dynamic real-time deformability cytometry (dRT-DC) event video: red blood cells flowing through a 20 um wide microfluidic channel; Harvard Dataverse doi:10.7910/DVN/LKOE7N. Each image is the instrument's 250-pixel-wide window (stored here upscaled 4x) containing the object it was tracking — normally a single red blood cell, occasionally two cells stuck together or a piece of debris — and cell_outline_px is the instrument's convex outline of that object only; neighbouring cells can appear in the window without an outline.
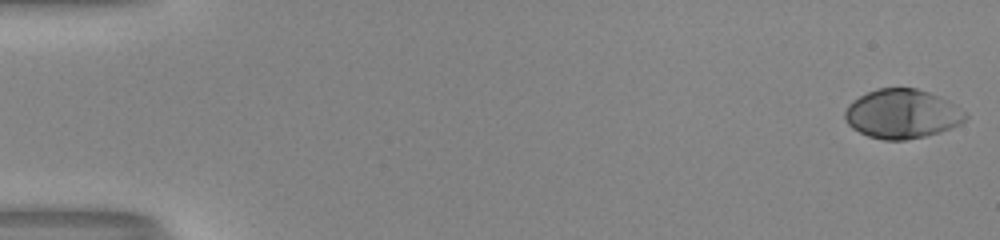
{"species": "human", "species_latin": "Homo sapiens", "temperature_condition": "room temperature", "stored_images_in_passage": 53, "camera_frame_rate_fps": 3000, "um_per_image_px": 0.085, "donor": {"sex": "male"}, "frame": {"image": 1, "passage_image": 1, "time_ms": 0.0, "image_size_px": [1000, 240], "cell_outline_px": [[968, 116], [960, 124], [952, 128], [940, 132], [924, 136], [904, 140], [884, 140], [868, 136], [852, 128], [844, 120], [844, 112], [848, 104], [852, 100], [876, 88], [916, 88], [928, 92], [948, 100], [964, 112]], "centroid_in_image_um": [76.65, 9.68], "position_along_channel_um": 8.4, "area_um2": 34.51}}
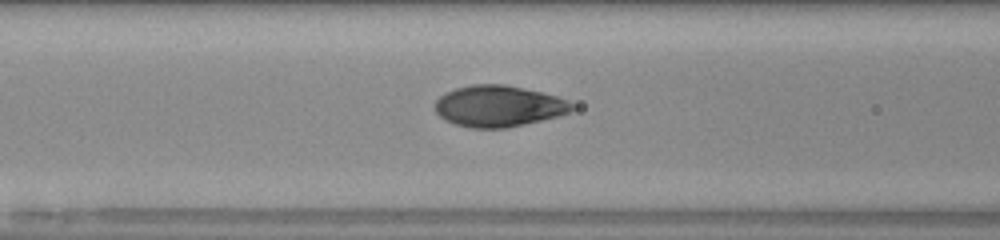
{"frame": {"image": 2, "passage_image": 23, "time_ms": 7.333, "image_size_px": [1000, 240], "cell_outline_px": [[576, 108], [572, 112], [560, 116], [508, 128], [472, 128], [456, 124], [444, 120], [436, 112], [436, 100], [440, 96], [456, 88], [472, 84], [504, 84], [544, 92], [568, 100]], "centroid_in_image_um": [42.43, 9.02], "position_along_channel_um": 124.2, "area_um2": 33.12}}
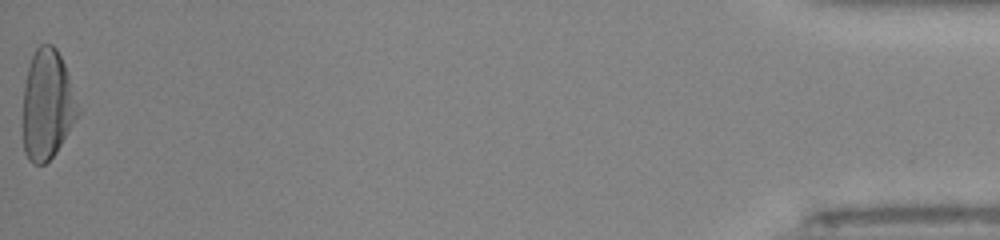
{"frame": {"image": 3, "passage_image": 53, "time_ms": 17.333, "image_size_px": [1000, 240], "cell_outline_px": [[80, 112], [76, 120], [56, 152], [44, 164], [32, 164], [28, 160], [24, 152], [24, 84], [28, 68], [32, 56], [36, 48], [40, 44], [52, 44], [56, 48], [68, 72], [80, 108]], "centroid_in_image_um": [4.03, 8.9], "position_along_channel_um": 431.2, "area_um2": 35.14}, "authors_computed_cell_mechanics": {"area_um2": 33.235, "velocity_mm_per_s": 4.0564, "shape_relaxation_time_tau1_ms": 3.0558, "shape_relaxation_time_tau2_ms": null, "deformation_change_tau1": 0.1952, "deformation_change_tau2": null}}